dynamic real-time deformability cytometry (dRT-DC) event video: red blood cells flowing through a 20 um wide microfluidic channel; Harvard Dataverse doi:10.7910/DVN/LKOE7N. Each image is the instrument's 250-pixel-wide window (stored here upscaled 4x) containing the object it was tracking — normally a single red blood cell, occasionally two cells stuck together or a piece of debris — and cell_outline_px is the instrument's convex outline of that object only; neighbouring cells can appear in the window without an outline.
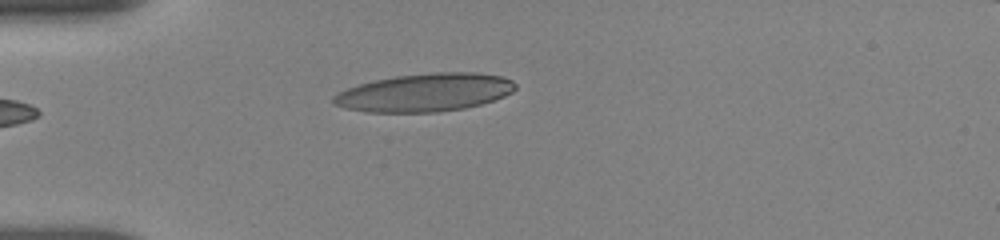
{"species": "human", "species_latin": "Homo sapiens", "temperature_condition": "room temperature", "stored_images_in_passage": 35, "camera_frame_rate_fps": 3000, "um_per_image_px": 0.085, "donor": {"sex": "female"}, "frame": {"image": 1, "passage_image": 1, "time_ms": 0.0, "image_size_px": [1000, 240], "cell_outline_px": [[516, 88], [512, 92], [504, 96], [480, 104], [464, 108], [436, 112], [364, 112], [344, 108], [332, 104], [332, 96], [348, 88], [360, 84], [376, 80], [396, 76], [436, 72], [476, 72], [500, 76], [512, 80], [516, 84]], "centroid_in_image_um": [36.1, 7.87], "position_along_channel_um": 48.9, "area_um2": 40.23}}
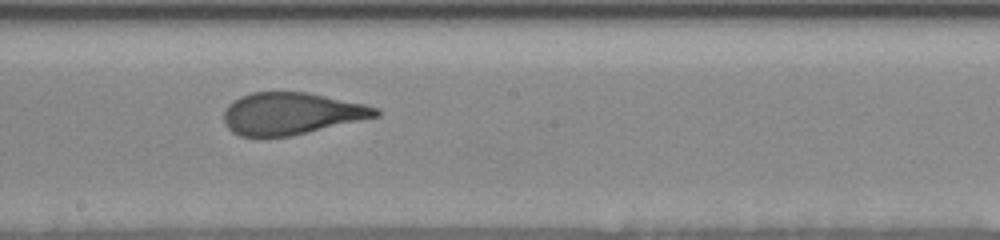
{"frame": {"image": 2, "passage_image": 16, "time_ms": 5.0, "image_size_px": [1000, 240], "cell_outline_px": [[380, 116], [292, 136], [240, 136], [232, 132], [224, 124], [224, 112], [228, 104], [240, 96], [252, 92], [304, 92], [364, 104], [376, 108], [380, 112]], "centroid_in_image_um": [24.74, 9.66], "position_along_channel_um": 223.5, "area_um2": 36.99}}
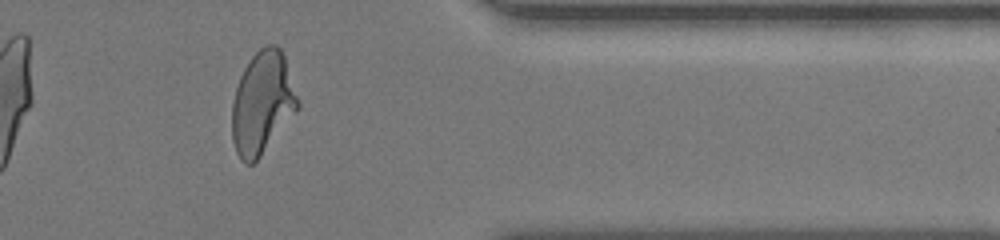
{"frame": {"image": 3, "passage_image": 30, "time_ms": 9.667, "image_size_px": [1000, 240], "cell_outline_px": [[300, 108], [260, 156], [252, 164], [244, 164], [240, 160], [236, 152], [232, 140], [232, 104], [236, 88], [240, 76], [244, 68], [252, 56], [264, 44], [276, 44], [280, 48], [284, 56], [300, 104]], "centroid_in_image_um": [22.29, 8.75], "position_along_channel_um": 389.1, "area_um2": 39.25}, "authors_computed_cell_mechanics": {"area_um2": 38.0902, "velocity_mm_per_s": 3.8339, "shape_relaxation_time_tau1_ms": 5.5193, "shape_relaxation_time_tau2_ms": 0.8552, "deformation_change_tau1": 0.218, "deformation_change_tau2": 0.0868}}